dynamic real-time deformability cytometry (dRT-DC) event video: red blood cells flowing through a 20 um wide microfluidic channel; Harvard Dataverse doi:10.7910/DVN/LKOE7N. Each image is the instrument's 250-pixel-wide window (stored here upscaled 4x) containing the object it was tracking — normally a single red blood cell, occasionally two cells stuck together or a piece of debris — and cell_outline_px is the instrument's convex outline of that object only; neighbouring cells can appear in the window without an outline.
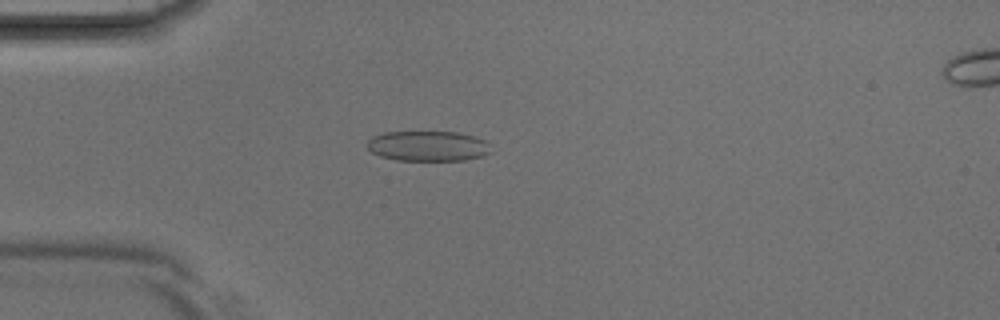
{"species": "Egyptian fruit bat (a non-hibernating species)", "species_latin": "Rousettus aegyptiacus", "temperature_condition": "room temperature", "stored_images_in_passage": 40, "camera_frame_rate_fps": 3000, "um_per_image_px": 0.085, "animal": {"sex": "male"}, "frame": {"image": 1, "passage_image": 10, "time_ms": 3.0, "image_size_px": [1000, 320], "cell_outline_px": [[492, 152], [484, 156], [464, 160], [396, 160], [380, 156], [372, 152], [368, 148], [368, 140], [372, 136], [384, 132], [460, 132], [476, 136], [488, 140]], "centroid_in_image_um": [36.44, 12.4], "position_along_channel_um": 48.6, "area_um2": 22.08}}
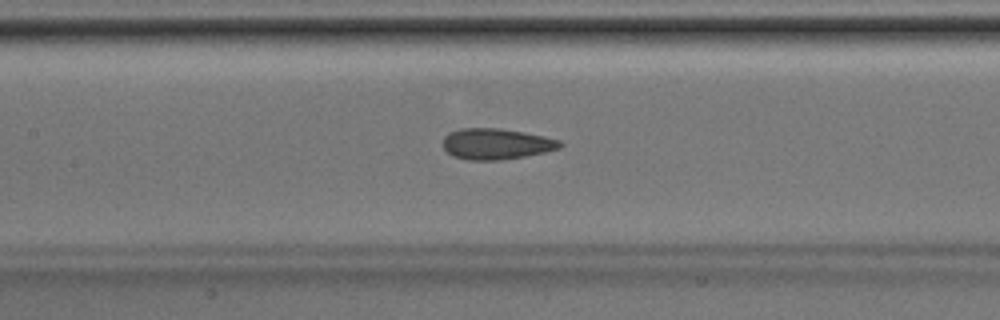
{"frame": {"image": 2, "passage_image": 18, "time_ms": 5.667, "image_size_px": [1000, 320], "cell_outline_px": [[564, 144], [560, 148], [544, 152], [524, 156], [500, 160], [468, 160], [452, 156], [444, 148], [444, 136], [448, 132], [460, 128], [500, 128], [524, 132], [544, 136], [560, 140]], "centroid_in_image_um": [42.18, 12.22], "position_along_channel_um": 165.2, "area_um2": 21.15}}
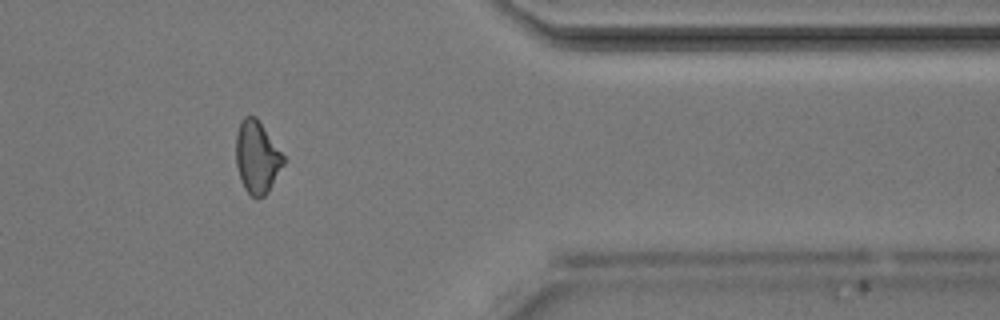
{"frame": {"image": 3, "passage_image": 33, "time_ms": 10.667, "image_size_px": [1000, 320], "cell_outline_px": [[284, 164], [268, 192], [264, 196], [256, 200], [244, 188], [240, 180], [236, 164], [236, 132], [240, 120], [244, 116], [256, 116], [284, 156]], "centroid_in_image_um": [21.82, 13.36], "position_along_channel_um": 389.6, "area_um2": 20.11}}